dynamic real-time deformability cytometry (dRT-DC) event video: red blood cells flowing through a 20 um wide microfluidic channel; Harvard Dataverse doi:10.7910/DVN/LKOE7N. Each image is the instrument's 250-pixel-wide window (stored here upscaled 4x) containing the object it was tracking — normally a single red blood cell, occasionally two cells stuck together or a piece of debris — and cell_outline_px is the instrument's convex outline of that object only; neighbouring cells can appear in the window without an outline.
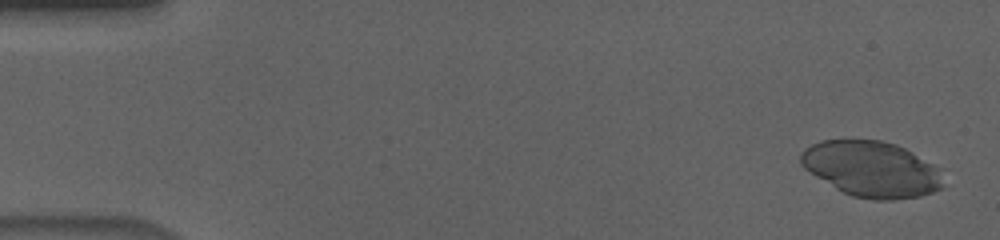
{"species": "human", "species_latin": "Homo sapiens", "temperature_condition": "cold", "stored_images_in_passage": 56, "camera_frame_rate_fps": 3000, "um_per_image_px": 0.085, "donor": {"sex": "male"}, "frame": {"image": 1, "passage_image": 3, "time_ms": 0.667, "image_size_px": [1000, 240], "cell_outline_px": [[944, 184], [940, 188], [932, 192], [920, 196], [892, 200], [872, 200], [852, 196], [836, 188], [816, 176], [804, 168], [800, 164], [800, 152], [804, 148], [820, 140], [880, 140], [896, 144], [944, 168]], "centroid_in_image_um": [74.14, 14.37], "position_along_channel_um": 10.9, "area_um2": 46.76}}
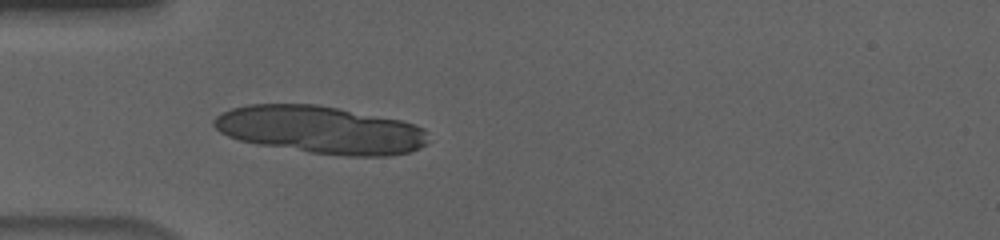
{"frame": {"image": 2, "passage_image": 18, "time_ms": 5.667, "image_size_px": [1000, 240], "cell_outline_px": [[428, 144], [412, 152], [392, 156], [344, 156], [308, 152], [256, 144], [240, 140], [228, 136], [220, 132], [212, 124], [212, 120], [216, 116], [232, 108], [248, 104], [316, 104], [400, 120], [416, 124], [424, 128]], "centroid_in_image_um": [27.26, 11.04], "position_along_channel_um": 57.7, "area_um2": 59.65}}